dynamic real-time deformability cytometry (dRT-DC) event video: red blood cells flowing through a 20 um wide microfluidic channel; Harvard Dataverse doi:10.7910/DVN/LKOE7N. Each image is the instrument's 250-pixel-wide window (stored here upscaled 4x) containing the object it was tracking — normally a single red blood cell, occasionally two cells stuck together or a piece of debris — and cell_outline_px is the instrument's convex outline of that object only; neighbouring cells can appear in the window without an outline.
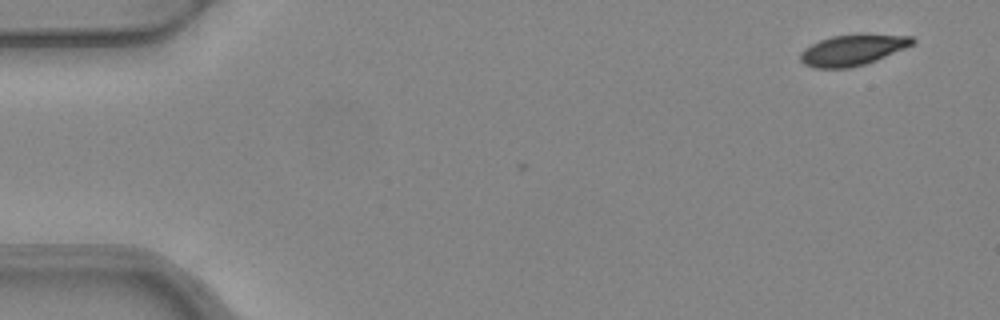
{"species": "common noctule bat (a hibernating species)", "species_latin": "Nyctalus noctula", "temperature_condition": "warm", "stored_images_in_passage": 2, "camera_frame_rate_fps": 3000, "um_per_image_px": 0.085, "animal": {"sex": "female", "body_mass_g": 24.6, "forearm_length_mm": 56.2}, "frame": {"image": 1, "passage_image": 1, "time_ms": 0.0, "image_size_px": [1000, 320], "cell_outline_px": [[916, 40], [912, 44], [904, 48], [876, 60], [864, 64], [848, 68], [812, 68], [804, 64], [800, 60], [800, 52], [804, 48], [820, 40], [832, 36], [860, 32], [864, 32], [912, 36]], "centroid_in_image_um": [72.47, 4.21], "position_along_channel_um": 12.5, "area_um2": 20.58}}